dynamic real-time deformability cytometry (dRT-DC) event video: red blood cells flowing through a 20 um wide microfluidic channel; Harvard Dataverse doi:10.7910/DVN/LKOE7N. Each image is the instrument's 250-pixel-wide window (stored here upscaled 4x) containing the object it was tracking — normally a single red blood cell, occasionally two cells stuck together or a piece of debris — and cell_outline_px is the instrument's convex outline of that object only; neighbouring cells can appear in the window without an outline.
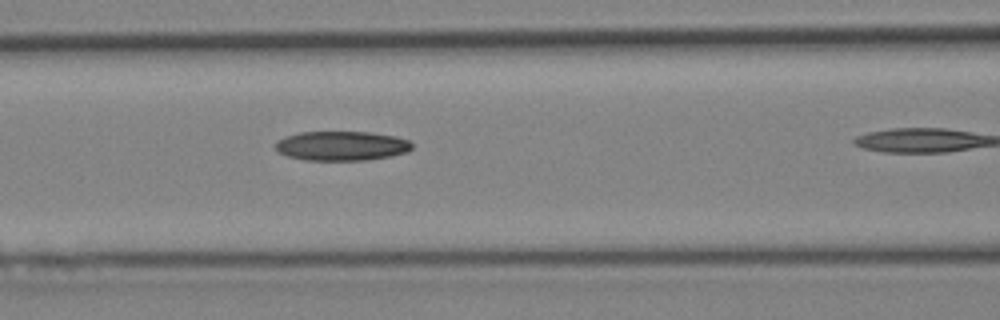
{"species": "Egyptian fruit bat (a non-hibernating species)", "species_latin": "Rousettus aegyptiacus", "temperature_condition": "cold", "stored_images_in_passage": 19, "camera_frame_rate_fps": 3000, "um_per_image_px": 0.085, "animal": {"sex": "female"}, "frame": {"image": 1, "passage_image": 16, "time_ms": 5.0, "image_size_px": [1000, 320], "cell_outline_px": [[412, 148], [408, 152], [388, 156], [364, 160], [304, 160], [288, 156], [280, 152], [276, 148], [276, 140], [284, 136], [300, 132], [368, 132], [396, 136], [408, 140], [412, 144]], "centroid_in_image_um": [29.02, 12.39], "position_along_channel_um": 137.6, "area_um2": 23.35}}